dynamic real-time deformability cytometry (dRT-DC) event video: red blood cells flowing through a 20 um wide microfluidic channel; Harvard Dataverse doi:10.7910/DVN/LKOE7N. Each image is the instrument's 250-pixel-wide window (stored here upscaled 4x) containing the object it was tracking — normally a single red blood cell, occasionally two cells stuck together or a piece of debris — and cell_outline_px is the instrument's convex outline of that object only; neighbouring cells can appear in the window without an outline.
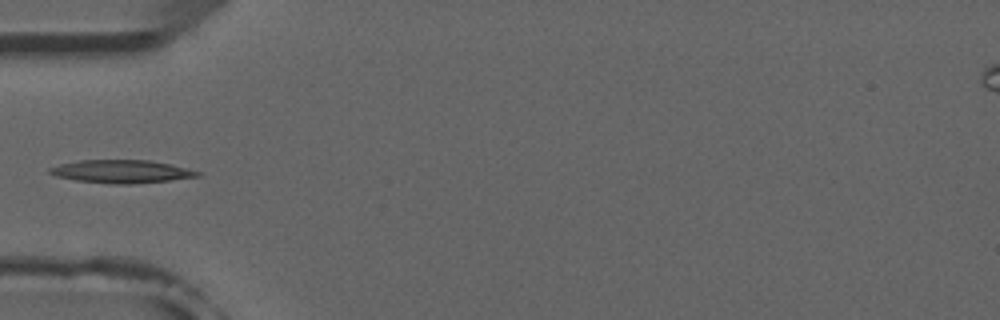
{"species": "common noctule bat (a hibernating species)", "species_latin": "Nyctalus noctula", "temperature_condition": "room temperature", "stored_images_in_passage": 4, "camera_frame_rate_fps": 3000, "um_per_image_px": 0.085, "animal": {"sex": "male", "forearm_length_mm": 52.5}, "frame": {"image": 1, "passage_image": 4, "time_ms": 3.333, "image_size_px": [1000, 320], "cell_outline_px": [[200, 176], [168, 180], [132, 184], [112, 184], [76, 180], [56, 176], [48, 172], [48, 168], [60, 164], [80, 160], [148, 160], [168, 164], [200, 172]], "centroid_in_image_um": [10.26, 14.58], "position_along_channel_um": 74.7, "area_um2": 19.54}}